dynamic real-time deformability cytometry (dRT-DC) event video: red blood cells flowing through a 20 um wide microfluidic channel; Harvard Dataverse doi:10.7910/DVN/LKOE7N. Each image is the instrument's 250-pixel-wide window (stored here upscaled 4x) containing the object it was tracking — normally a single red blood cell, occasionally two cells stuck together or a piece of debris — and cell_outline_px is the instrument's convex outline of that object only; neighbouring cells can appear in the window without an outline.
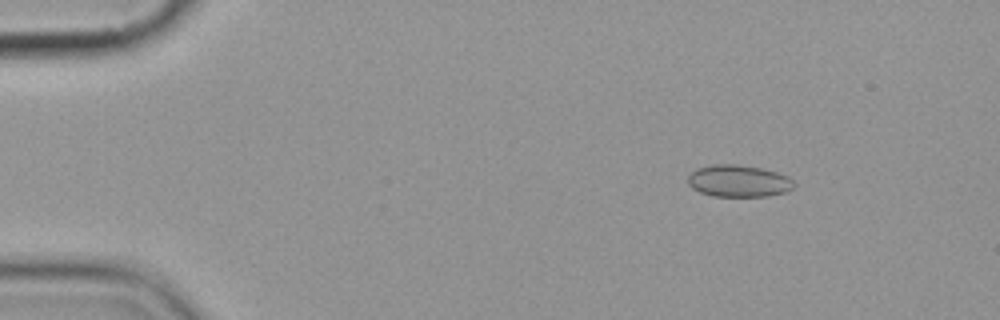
{"species": "common noctule bat (a hibernating species)", "species_latin": "Nyctalus noctula", "temperature_condition": "cold", "stored_images_in_passage": 8, "camera_frame_rate_fps": 3000, "um_per_image_px": 0.085, "animal": {"sex": "female", "body_mass_g": 19.9}, "frame": {"image": 1, "passage_image": 3, "time_ms": 2.333, "image_size_px": [1000, 320], "cell_outline_px": [[792, 188], [784, 192], [768, 196], [712, 196], [700, 192], [692, 188], [688, 184], [688, 176], [696, 168], [716, 164], [736, 164], [760, 168], [776, 172], [788, 176], [792, 180]], "centroid_in_image_um": [62.74, 15.38], "position_along_channel_um": 22.3, "area_um2": 19.59}}
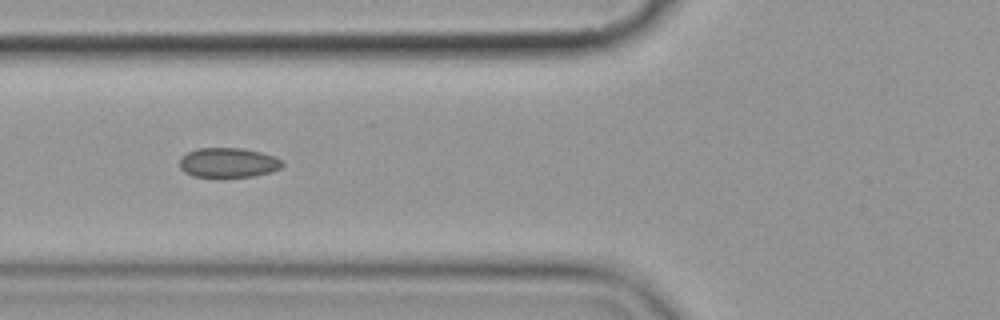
{"frame": {"image": 2, "passage_image": 7, "time_ms": 7.0, "image_size_px": [1000, 320], "cell_outline_px": [[284, 164], [280, 168], [272, 172], [252, 176], [192, 176], [184, 172], [180, 168], [180, 156], [196, 148], [244, 148], [260, 152], [284, 160]], "centroid_in_image_um": [19.4, 13.81], "position_along_channel_um": 106.4, "area_um2": 17.74}}
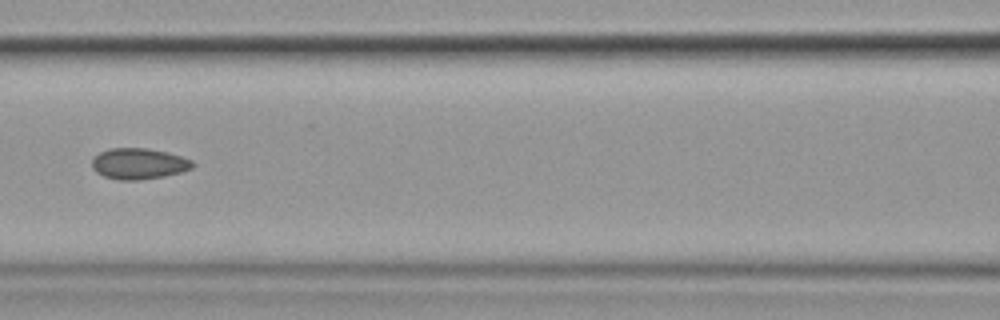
{"frame": {"image": 3, "passage_image": 8, "time_ms": 8.333, "image_size_px": [1000, 320], "cell_outline_px": [[196, 164], [192, 168], [180, 172], [164, 176], [140, 180], [116, 180], [104, 176], [96, 172], [92, 168], [92, 156], [100, 152], [112, 148], [148, 148], [168, 152], [192, 160]], "centroid_in_image_um": [11.78, 13.91], "position_along_channel_um": 154.8, "area_um2": 18.32}}